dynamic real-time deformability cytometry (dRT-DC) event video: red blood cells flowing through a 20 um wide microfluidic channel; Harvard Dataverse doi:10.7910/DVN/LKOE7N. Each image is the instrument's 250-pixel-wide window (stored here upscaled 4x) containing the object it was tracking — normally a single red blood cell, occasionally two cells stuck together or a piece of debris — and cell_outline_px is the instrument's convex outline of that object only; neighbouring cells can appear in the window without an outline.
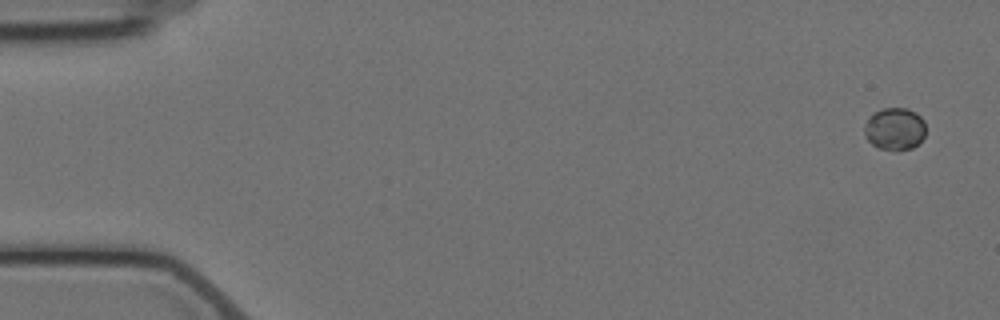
{"species": "Egyptian fruit bat (a non-hibernating species)", "species_latin": "Rousettus aegyptiacus", "temperature_condition": "cold", "stored_images_in_passage": 7, "camera_frame_rate_fps": 3000, "um_per_image_px": 0.085, "animal": {"sex": "female"}, "frame": {"image": 1, "passage_image": 1, "time_ms": 0.0, "image_size_px": [1000, 320], "cell_outline_px": [[924, 136], [912, 148], [896, 152], [880, 148], [872, 144], [864, 136], [864, 124], [872, 112], [884, 108], [908, 108], [916, 112], [924, 120]], "centroid_in_image_um": [76.02, 10.95], "position_along_channel_um": 9.0, "area_um2": 15.37}}
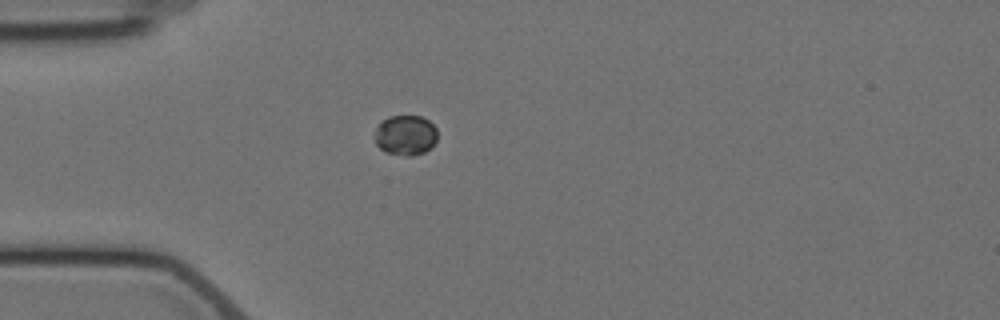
{"frame": {"image": 2, "passage_image": 5, "time_ms": 4.667, "image_size_px": [1000, 320], "cell_outline_px": [[436, 140], [424, 152], [412, 156], [404, 156], [384, 152], [376, 144], [376, 128], [380, 120], [388, 116], [420, 116], [428, 120], [436, 128]], "centroid_in_image_um": [34.44, 11.48], "position_along_channel_um": 50.6, "area_um2": 14.62}}
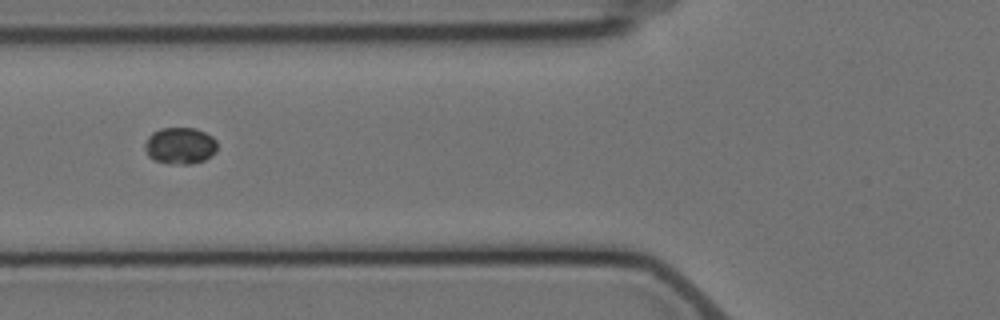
{"frame": {"image": 3, "passage_image": 7, "time_ms": 6.667, "image_size_px": [1000, 320], "cell_outline_px": [[216, 152], [204, 160], [192, 164], [168, 164], [152, 160], [148, 156], [144, 148], [144, 140], [152, 132], [160, 128], [196, 128], [212, 136], [216, 140]], "centroid_in_image_um": [15.26, 12.39], "position_along_channel_um": 110.5, "area_um2": 15.78}}